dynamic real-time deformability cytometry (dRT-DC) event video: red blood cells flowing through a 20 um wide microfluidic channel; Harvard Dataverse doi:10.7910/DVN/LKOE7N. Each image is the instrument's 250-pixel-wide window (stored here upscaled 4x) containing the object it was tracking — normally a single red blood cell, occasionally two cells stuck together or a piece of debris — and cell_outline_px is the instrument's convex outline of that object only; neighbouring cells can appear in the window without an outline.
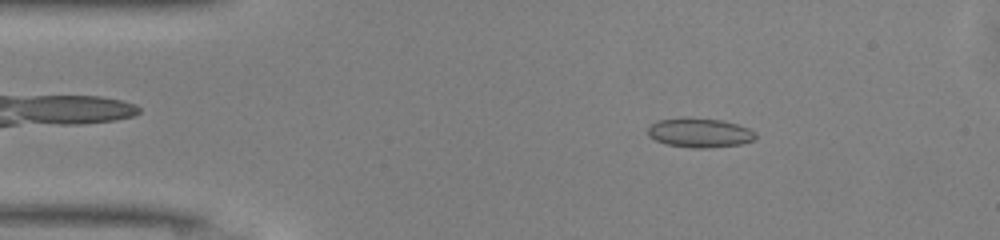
{"species": "common noctule bat (a hibernating species)", "species_latin": "Nyctalus noctula", "temperature_condition": "warm", "stored_images_in_passage": 48, "camera_frame_rate_fps": 3000, "um_per_image_px": 0.085, "animal": {"sex": "male", "body_mass_g": 13.0, "forearm_length_mm": 53.1}, "frame": {"image": 1, "passage_image": 7, "time_ms": 2.0, "image_size_px": [1000, 240], "cell_outline_px": [[756, 136], [752, 140], [740, 144], [708, 148], [692, 148], [668, 144], [656, 140], [648, 136], [648, 128], [656, 120], [684, 116], [720, 120], [736, 124], [748, 128], [756, 132]], "centroid_in_image_um": [59.44, 11.27], "position_along_channel_um": 25.6, "area_um2": 18.5}}
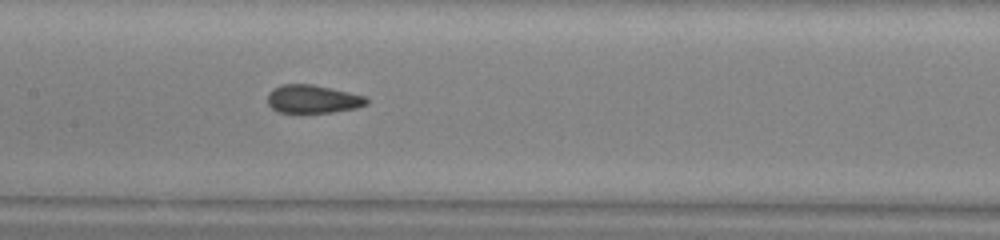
{"frame": {"image": 2, "passage_image": 22, "time_ms": 7.0, "image_size_px": [1000, 240], "cell_outline_px": [[368, 104], [356, 108], [332, 112], [276, 112], [268, 104], [268, 92], [272, 88], [280, 84], [312, 84], [368, 96]], "centroid_in_image_um": [26.59, 8.41], "position_along_channel_um": 180.8, "area_um2": 16.42}}
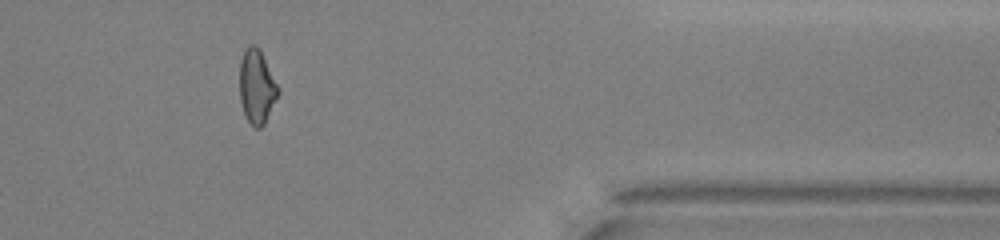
{"frame": {"image": 3, "passage_image": 39, "time_ms": 12.667, "image_size_px": [1000, 240], "cell_outline_px": [[280, 92], [264, 124], [260, 128], [256, 128], [244, 116], [240, 100], [240, 60], [244, 48], [248, 44], [256, 44], [260, 48], [280, 88]], "centroid_in_image_um": [21.83, 7.31], "position_along_channel_um": 389.6, "area_um2": 16.94}, "authors_computed_cell_mechanics": {"area_um2": 17.1377, "velocity_mm_per_s": 4.1985, "shape_relaxation_time_tau1_ms": null, "shape_relaxation_time_tau2_ms": 1.322, "deformation_change_tau1": null, "deformation_change_tau2": 0.0635}}